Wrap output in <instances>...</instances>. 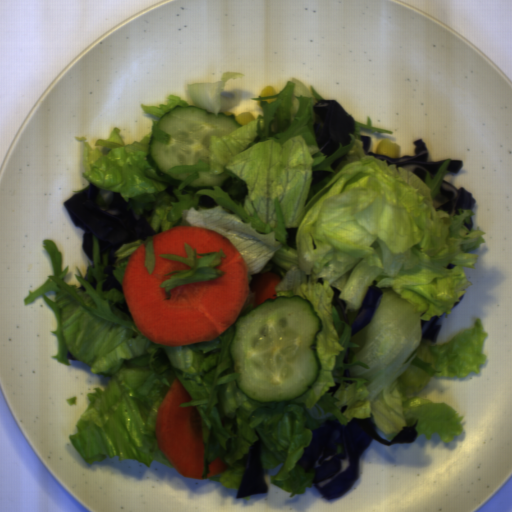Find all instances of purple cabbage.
<instances>
[{
    "instance_id": "purple-cabbage-1",
    "label": "purple cabbage",
    "mask_w": 512,
    "mask_h": 512,
    "mask_svg": "<svg viewBox=\"0 0 512 512\" xmlns=\"http://www.w3.org/2000/svg\"><path fill=\"white\" fill-rule=\"evenodd\" d=\"M417 425L418 419L386 441L371 418L353 417L345 426L337 419L326 420L313 430L310 443L295 464L305 473L315 469L311 484L321 497L338 499L359 479L360 458L372 440L385 446L410 443L417 437Z\"/></svg>"
},
{
    "instance_id": "purple-cabbage-2",
    "label": "purple cabbage",
    "mask_w": 512,
    "mask_h": 512,
    "mask_svg": "<svg viewBox=\"0 0 512 512\" xmlns=\"http://www.w3.org/2000/svg\"><path fill=\"white\" fill-rule=\"evenodd\" d=\"M63 206L69 212L75 226L83 229V250L90 262L94 263L93 239L96 238L99 248V263H103L106 255V267L103 274L107 275L102 292L111 289L123 294V286L117 281L113 270L117 259L115 251L123 244L133 243L137 239L147 240L157 235V232L148 222L153 211H144L139 214L129 209L120 192L100 189L90 182L87 189H83L73 197L66 199Z\"/></svg>"
},
{
    "instance_id": "purple-cabbage-3",
    "label": "purple cabbage",
    "mask_w": 512,
    "mask_h": 512,
    "mask_svg": "<svg viewBox=\"0 0 512 512\" xmlns=\"http://www.w3.org/2000/svg\"><path fill=\"white\" fill-rule=\"evenodd\" d=\"M315 120L312 131L320 153L326 158L333 155L340 144L344 147L351 143L356 121L335 99L317 101L312 107Z\"/></svg>"
},
{
    "instance_id": "purple-cabbage-4",
    "label": "purple cabbage",
    "mask_w": 512,
    "mask_h": 512,
    "mask_svg": "<svg viewBox=\"0 0 512 512\" xmlns=\"http://www.w3.org/2000/svg\"><path fill=\"white\" fill-rule=\"evenodd\" d=\"M362 141L363 152L367 156H371L379 161H386L387 167L395 165L396 169L401 168L415 174L421 181L426 183L427 173L431 180L434 179L442 164L446 161H429L428 148L425 142L420 138L413 142L414 154L403 155L401 158H389L380 154H372L369 152L371 140L370 137L360 135Z\"/></svg>"
},
{
    "instance_id": "purple-cabbage-5",
    "label": "purple cabbage",
    "mask_w": 512,
    "mask_h": 512,
    "mask_svg": "<svg viewBox=\"0 0 512 512\" xmlns=\"http://www.w3.org/2000/svg\"><path fill=\"white\" fill-rule=\"evenodd\" d=\"M257 441L250 445L248 453L237 459V464L244 467L235 498L242 499L251 494L267 493L268 485L264 480L265 471L262 461L261 441L258 431L254 428Z\"/></svg>"
},
{
    "instance_id": "purple-cabbage-6",
    "label": "purple cabbage",
    "mask_w": 512,
    "mask_h": 512,
    "mask_svg": "<svg viewBox=\"0 0 512 512\" xmlns=\"http://www.w3.org/2000/svg\"><path fill=\"white\" fill-rule=\"evenodd\" d=\"M432 203L436 211H444L451 215H457L458 209H472L476 203L473 193L465 188L457 189L447 180H442L439 193L436 194Z\"/></svg>"
},
{
    "instance_id": "purple-cabbage-7",
    "label": "purple cabbage",
    "mask_w": 512,
    "mask_h": 512,
    "mask_svg": "<svg viewBox=\"0 0 512 512\" xmlns=\"http://www.w3.org/2000/svg\"><path fill=\"white\" fill-rule=\"evenodd\" d=\"M378 281H373L368 286L360 308L351 324V337L366 327L378 311L383 290L377 286Z\"/></svg>"
},
{
    "instance_id": "purple-cabbage-8",
    "label": "purple cabbage",
    "mask_w": 512,
    "mask_h": 512,
    "mask_svg": "<svg viewBox=\"0 0 512 512\" xmlns=\"http://www.w3.org/2000/svg\"><path fill=\"white\" fill-rule=\"evenodd\" d=\"M439 319L438 315L432 316L430 320L420 319L422 339L429 340L434 344L437 342L442 327V324H438Z\"/></svg>"
},
{
    "instance_id": "purple-cabbage-9",
    "label": "purple cabbage",
    "mask_w": 512,
    "mask_h": 512,
    "mask_svg": "<svg viewBox=\"0 0 512 512\" xmlns=\"http://www.w3.org/2000/svg\"><path fill=\"white\" fill-rule=\"evenodd\" d=\"M332 291H333V298H332V301L335 305H338L339 306V310H340V313H341V316H342V319L344 321L345 324H350V320H349V317L346 313V309H347V306H346V302L345 300L341 299L340 297V293L341 291L338 290L337 288H334L332 286H330Z\"/></svg>"
},
{
    "instance_id": "purple-cabbage-10",
    "label": "purple cabbage",
    "mask_w": 512,
    "mask_h": 512,
    "mask_svg": "<svg viewBox=\"0 0 512 512\" xmlns=\"http://www.w3.org/2000/svg\"><path fill=\"white\" fill-rule=\"evenodd\" d=\"M332 173L330 172H326V171H323V170H316V171H312V185H315L321 181H323L324 179H326L329 175H331Z\"/></svg>"
},
{
    "instance_id": "purple-cabbage-11",
    "label": "purple cabbage",
    "mask_w": 512,
    "mask_h": 512,
    "mask_svg": "<svg viewBox=\"0 0 512 512\" xmlns=\"http://www.w3.org/2000/svg\"><path fill=\"white\" fill-rule=\"evenodd\" d=\"M463 164H464V161H461V160H451L446 169L448 172L452 173V174H456L460 171V169L463 167Z\"/></svg>"
},
{
    "instance_id": "purple-cabbage-12",
    "label": "purple cabbage",
    "mask_w": 512,
    "mask_h": 512,
    "mask_svg": "<svg viewBox=\"0 0 512 512\" xmlns=\"http://www.w3.org/2000/svg\"><path fill=\"white\" fill-rule=\"evenodd\" d=\"M114 307L117 308L122 313H124L127 316H129L130 318H133L126 299L124 300L123 303H119V302L116 303Z\"/></svg>"
},
{
    "instance_id": "purple-cabbage-13",
    "label": "purple cabbage",
    "mask_w": 512,
    "mask_h": 512,
    "mask_svg": "<svg viewBox=\"0 0 512 512\" xmlns=\"http://www.w3.org/2000/svg\"><path fill=\"white\" fill-rule=\"evenodd\" d=\"M345 155H346V154H345ZM345 155H343V156H341V157L337 158L336 160H334V161L330 164V167H331L332 171H335V170L339 167V165L342 163V161H343V159H344Z\"/></svg>"
},
{
    "instance_id": "purple-cabbage-14",
    "label": "purple cabbage",
    "mask_w": 512,
    "mask_h": 512,
    "mask_svg": "<svg viewBox=\"0 0 512 512\" xmlns=\"http://www.w3.org/2000/svg\"><path fill=\"white\" fill-rule=\"evenodd\" d=\"M341 384L340 383H335V385L333 387H329V390L326 391L327 394H331V396H334L336 394V392L339 390Z\"/></svg>"
},
{
    "instance_id": "purple-cabbage-15",
    "label": "purple cabbage",
    "mask_w": 512,
    "mask_h": 512,
    "mask_svg": "<svg viewBox=\"0 0 512 512\" xmlns=\"http://www.w3.org/2000/svg\"><path fill=\"white\" fill-rule=\"evenodd\" d=\"M464 228H467L468 231H472L474 227V220L470 217V221L468 223H463Z\"/></svg>"
},
{
    "instance_id": "purple-cabbage-16",
    "label": "purple cabbage",
    "mask_w": 512,
    "mask_h": 512,
    "mask_svg": "<svg viewBox=\"0 0 512 512\" xmlns=\"http://www.w3.org/2000/svg\"><path fill=\"white\" fill-rule=\"evenodd\" d=\"M350 350H351V347H348L346 352L344 353V355H343V364H346V365L349 364L348 358H349Z\"/></svg>"
},
{
    "instance_id": "purple-cabbage-17",
    "label": "purple cabbage",
    "mask_w": 512,
    "mask_h": 512,
    "mask_svg": "<svg viewBox=\"0 0 512 512\" xmlns=\"http://www.w3.org/2000/svg\"><path fill=\"white\" fill-rule=\"evenodd\" d=\"M90 284H91V287L93 288V290L97 291L98 280L96 277H94V276L91 277Z\"/></svg>"
},
{
    "instance_id": "purple-cabbage-18",
    "label": "purple cabbage",
    "mask_w": 512,
    "mask_h": 512,
    "mask_svg": "<svg viewBox=\"0 0 512 512\" xmlns=\"http://www.w3.org/2000/svg\"><path fill=\"white\" fill-rule=\"evenodd\" d=\"M66 358L67 360L80 361L73 353L69 351L67 352Z\"/></svg>"
},
{
    "instance_id": "purple-cabbage-19",
    "label": "purple cabbage",
    "mask_w": 512,
    "mask_h": 512,
    "mask_svg": "<svg viewBox=\"0 0 512 512\" xmlns=\"http://www.w3.org/2000/svg\"><path fill=\"white\" fill-rule=\"evenodd\" d=\"M464 297H465V294H464V295H462L461 297H459V301H455V303L453 304V306H452V307L454 308L455 306H457L458 304H460V303L463 301Z\"/></svg>"
},
{
    "instance_id": "purple-cabbage-20",
    "label": "purple cabbage",
    "mask_w": 512,
    "mask_h": 512,
    "mask_svg": "<svg viewBox=\"0 0 512 512\" xmlns=\"http://www.w3.org/2000/svg\"><path fill=\"white\" fill-rule=\"evenodd\" d=\"M343 377H345V378H349V377H351V375H350V373H349L348 369L343 371Z\"/></svg>"
},
{
    "instance_id": "purple-cabbage-21",
    "label": "purple cabbage",
    "mask_w": 512,
    "mask_h": 512,
    "mask_svg": "<svg viewBox=\"0 0 512 512\" xmlns=\"http://www.w3.org/2000/svg\"><path fill=\"white\" fill-rule=\"evenodd\" d=\"M455 266H456V264H454V263H448L446 269L450 270V269H453Z\"/></svg>"
},
{
    "instance_id": "purple-cabbage-22",
    "label": "purple cabbage",
    "mask_w": 512,
    "mask_h": 512,
    "mask_svg": "<svg viewBox=\"0 0 512 512\" xmlns=\"http://www.w3.org/2000/svg\"><path fill=\"white\" fill-rule=\"evenodd\" d=\"M348 408V405H343L341 408H340V413H344Z\"/></svg>"
},
{
    "instance_id": "purple-cabbage-23",
    "label": "purple cabbage",
    "mask_w": 512,
    "mask_h": 512,
    "mask_svg": "<svg viewBox=\"0 0 512 512\" xmlns=\"http://www.w3.org/2000/svg\"><path fill=\"white\" fill-rule=\"evenodd\" d=\"M78 289H80V290H82V291H85V292H86V288H85L82 284H80V286H79V288H78Z\"/></svg>"
},
{
    "instance_id": "purple-cabbage-24",
    "label": "purple cabbage",
    "mask_w": 512,
    "mask_h": 512,
    "mask_svg": "<svg viewBox=\"0 0 512 512\" xmlns=\"http://www.w3.org/2000/svg\"><path fill=\"white\" fill-rule=\"evenodd\" d=\"M343 383H348V384H351V385H352L353 381H351V380H344V382H343Z\"/></svg>"
}]
</instances>
